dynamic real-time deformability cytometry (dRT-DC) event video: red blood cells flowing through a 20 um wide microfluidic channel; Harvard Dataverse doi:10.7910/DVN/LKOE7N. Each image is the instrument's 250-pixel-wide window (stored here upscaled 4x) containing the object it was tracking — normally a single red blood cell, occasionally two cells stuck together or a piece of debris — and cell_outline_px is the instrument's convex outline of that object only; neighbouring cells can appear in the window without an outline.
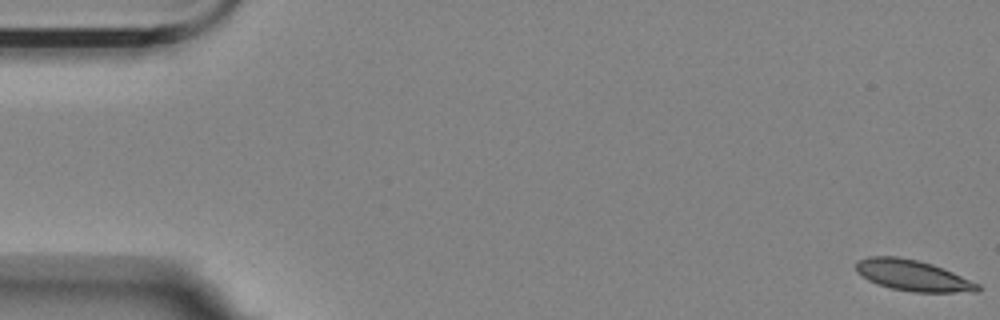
{"species": "Egyptian fruit bat (a non-hibernating species)", "species_latin": "Rousettus aegyptiacus", "temperature_condition": "room temperature", "stored_images_in_passage": 8, "camera_frame_rate_fps": 3000, "um_per_image_px": 0.085, "animal": {"sex": "female"}, "frame": {"image": 1, "passage_image": 1, "time_ms": 0.0, "image_size_px": [1000, 320], "cell_outline_px": [[980, 288], [976, 292], [912, 292], [892, 288], [876, 284], [868, 280], [856, 272], [856, 260], [868, 256], [896, 256], [916, 260], [932, 264], [952, 272], [980, 284]], "centroid_in_image_um": [77.55, 23.41], "position_along_channel_um": 7.4, "area_um2": 21.91}}